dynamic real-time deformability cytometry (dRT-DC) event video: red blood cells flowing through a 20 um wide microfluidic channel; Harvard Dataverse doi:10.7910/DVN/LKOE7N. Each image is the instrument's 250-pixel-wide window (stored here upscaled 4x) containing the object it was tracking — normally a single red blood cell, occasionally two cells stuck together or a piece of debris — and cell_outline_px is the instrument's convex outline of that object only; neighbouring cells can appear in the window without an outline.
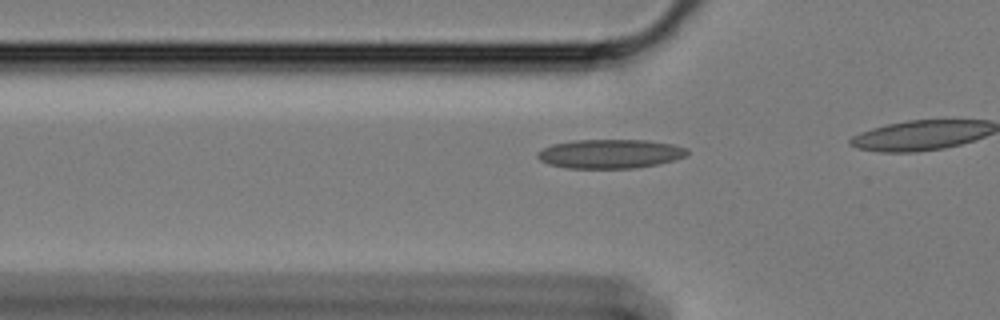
{"species": "Egyptian fruit bat (a non-hibernating species)", "species_latin": "Rousettus aegyptiacus", "temperature_condition": "cold", "stored_images_in_passage": 21, "camera_frame_rate_fps": 3000, "um_per_image_px": 0.085, "animal": {"sex": "female"}, "frame": {"image": 1, "passage_image": 15, "time_ms": 4.667, "image_size_px": [1000, 320], "cell_outline_px": [[688, 152], [684, 156], [672, 160], [656, 164], [636, 168], [568, 168], [548, 164], [540, 160], [536, 156], [536, 152], [552, 144], [572, 140], [648, 140], [672, 144], [688, 148]], "centroid_in_image_um": [51.82, 13.07], "position_along_channel_um": 74.0, "area_um2": 25.32}}